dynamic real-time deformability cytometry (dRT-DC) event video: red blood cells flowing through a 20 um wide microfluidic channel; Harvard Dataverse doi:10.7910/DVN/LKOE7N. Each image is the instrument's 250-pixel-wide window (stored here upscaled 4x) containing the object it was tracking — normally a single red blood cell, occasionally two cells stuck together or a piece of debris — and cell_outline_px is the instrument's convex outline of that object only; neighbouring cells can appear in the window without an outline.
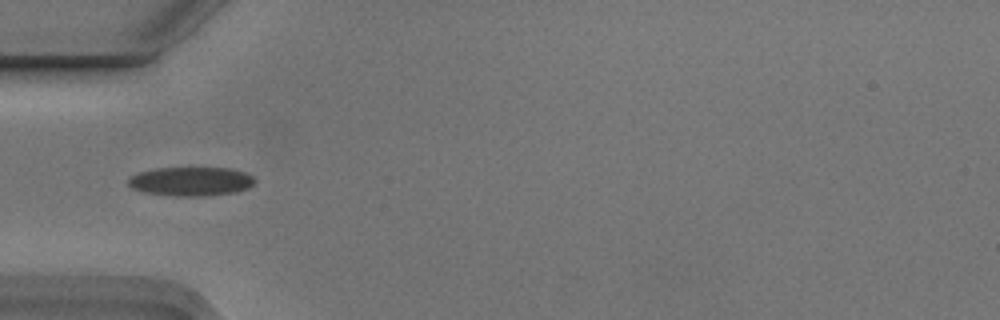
{"species": "Egyptian fruit bat (a non-hibernating species)", "species_latin": "Rousettus aegyptiacus", "temperature_condition": "cold", "stored_images_in_passage": 9, "camera_frame_rate_fps": 3000, "um_per_image_px": 0.085, "animal": {"sex": "male"}, "frame": {"image": 1, "passage_image": 4, "time_ms": 1.0, "image_size_px": [1000, 320], "cell_outline_px": [[256, 180], [248, 188], [236, 192], [208, 196], [172, 196], [144, 192], [132, 188], [128, 184], [128, 176], [140, 172], [156, 168], [232, 168], [244, 172], [252, 176]], "centroid_in_image_um": [16.22, 15.42], "position_along_channel_um": 68.8, "area_um2": 21.5}}
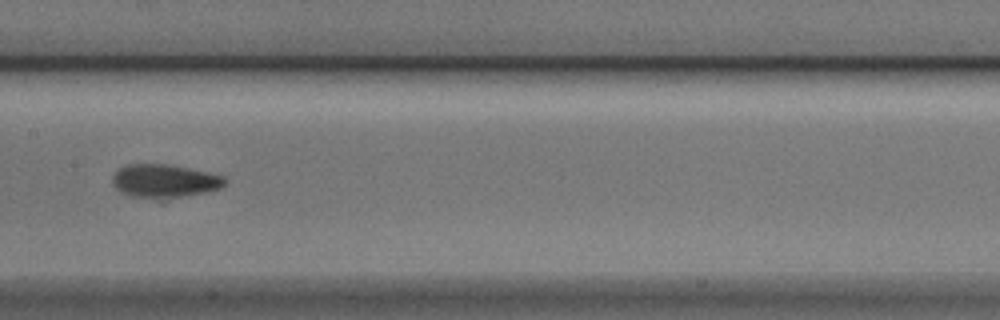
{"frame": {"image": 2, "passage_image": 7, "time_ms": 2.0, "image_size_px": [1000, 320], "cell_outline_px": [[228, 180], [220, 188], [160, 204], [132, 196], [120, 192], [112, 184], [112, 176], [120, 168], [128, 164], [168, 164], [208, 172], [224, 176]], "centroid_in_image_um": [13.97, 15.46], "position_along_channel_um": 193.4, "area_um2": 23.0}}
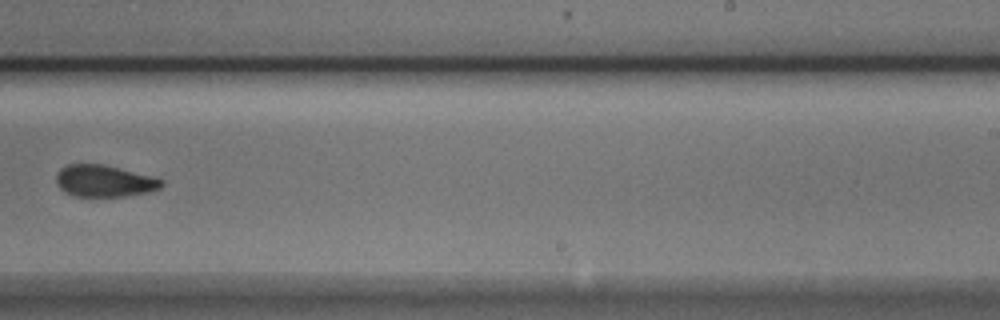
{"frame": {"image": 3, "passage_image": 9, "time_ms": 2.667, "image_size_px": [1000, 320], "cell_outline_px": [[164, 184], [160, 188], [148, 192], [124, 196], [76, 196], [64, 192], [56, 184], [56, 172], [60, 168], [68, 164], [104, 164], [156, 176], [164, 180]], "centroid_in_image_um": [8.88, 15.37], "position_along_channel_um": 280.1, "area_um2": 19.83}}